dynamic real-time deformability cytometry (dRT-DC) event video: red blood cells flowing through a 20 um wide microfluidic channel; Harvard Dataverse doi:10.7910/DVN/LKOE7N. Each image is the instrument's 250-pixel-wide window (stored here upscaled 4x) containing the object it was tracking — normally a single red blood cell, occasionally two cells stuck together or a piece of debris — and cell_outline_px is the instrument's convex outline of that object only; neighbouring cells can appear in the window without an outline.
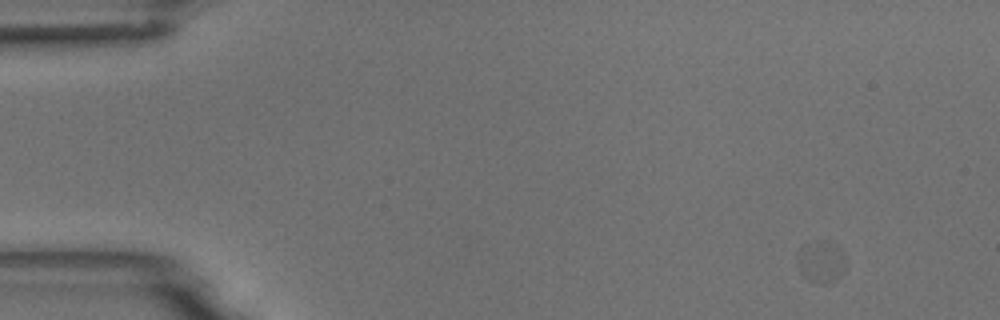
{"species": "common noctule bat (a hibernating species)", "species_latin": "Nyctalus noctula", "temperature_condition": "room temperature", "stored_images_in_passage": 41, "camera_frame_rate_fps": 3000, "um_per_image_px": 0.085, "animal": {"sex": "male", "body_mass_g": 18.8}, "frame": {"image": 1, "passage_image": 1, "time_ms": 0.0, "image_size_px": [1000, 320], "cell_outline_px": [[848, 264], [844, 272], [836, 280], [824, 284], [808, 280], [800, 272], [800, 260], [824, 240], [828, 240], [836, 244], [844, 252]], "centroid_in_image_um": [70.04, 22.37], "position_along_channel_um": 15.0, "area_um2": 10.64}}
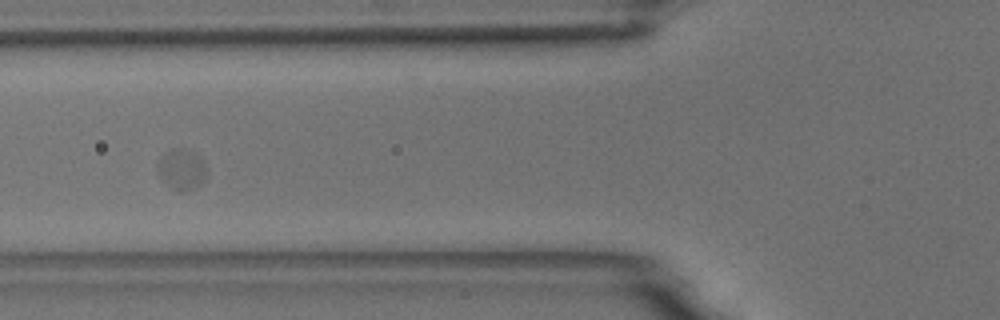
{"frame": {"image": 2, "passage_image": 18, "time_ms": 5.667, "image_size_px": [1000, 320], "cell_outline_px": [[208, 176], [200, 184], [184, 192], [180, 192], [160, 180], [160, 156], [164, 152], [172, 148], [180, 148], [192, 152], [208, 168]], "centroid_in_image_um": [15.46, 14.41], "position_along_channel_um": 110.3, "area_um2": 11.39}}
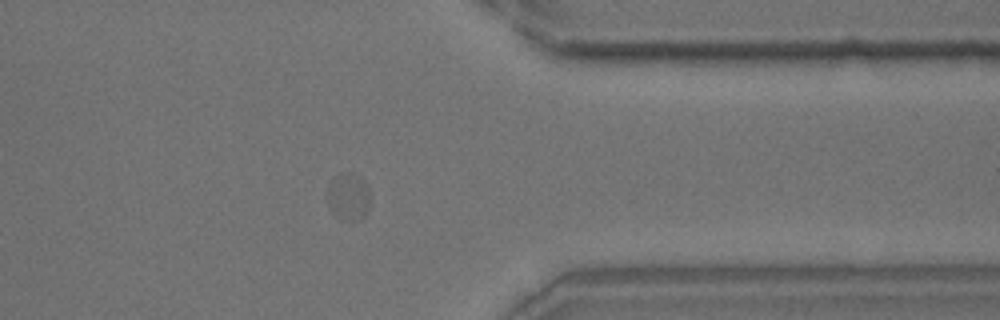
{"frame": {"image": 3, "passage_image": 41, "time_ms": 13.333, "image_size_px": [1000, 320], "cell_outline_px": [[368, 212], [364, 216], [352, 220], [340, 220], [332, 212], [328, 204], [328, 188], [336, 176], [348, 172], [364, 180], [368, 188]], "centroid_in_image_um": [29.61, 16.75], "position_along_channel_um": 381.8, "area_um2": 11.39}}